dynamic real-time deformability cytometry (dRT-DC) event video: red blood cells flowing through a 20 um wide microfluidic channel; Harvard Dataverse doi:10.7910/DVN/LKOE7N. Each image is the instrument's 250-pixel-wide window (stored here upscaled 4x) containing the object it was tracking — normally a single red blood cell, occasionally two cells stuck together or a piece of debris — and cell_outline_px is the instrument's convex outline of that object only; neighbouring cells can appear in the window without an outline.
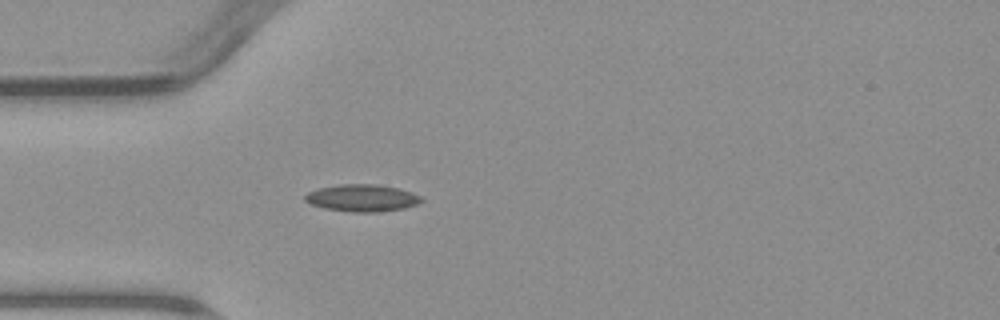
{"species": "common noctule bat (a hibernating species)", "species_latin": "Nyctalus noctula", "temperature_condition": "warm", "stored_images_in_passage": 1, "camera_frame_rate_fps": 3000, "um_per_image_px": 0.085, "animal": {"sex": "male", "body_mass_g": 23.1, "forearm_length_mm": 52.7}, "frame": {"image": 1, "passage_image": 1, "time_ms": 0.0, "image_size_px": [1000, 320], "cell_outline_px": [[424, 200], [416, 204], [404, 208], [380, 212], [352, 212], [324, 208], [312, 204], [304, 200], [304, 196], [308, 192], [320, 188], [340, 184], [376, 184], [400, 188], [412, 192], [420, 196]], "centroid_in_image_um": [30.8, 16.82], "position_along_channel_um": 54.2, "area_um2": 18.38}}